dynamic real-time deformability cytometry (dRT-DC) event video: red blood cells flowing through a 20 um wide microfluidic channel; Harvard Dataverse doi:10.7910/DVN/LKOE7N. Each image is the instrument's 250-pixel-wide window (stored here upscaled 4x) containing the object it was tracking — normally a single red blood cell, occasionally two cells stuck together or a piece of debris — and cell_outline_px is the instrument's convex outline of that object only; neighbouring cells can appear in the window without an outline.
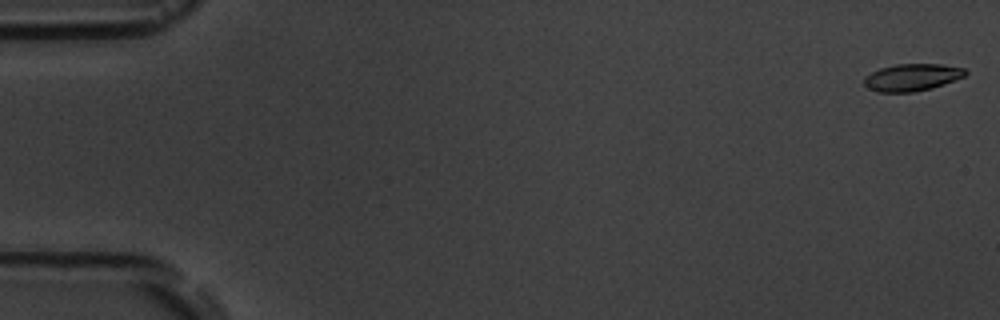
{"species": "common noctule bat (a hibernating species)", "species_latin": "Nyctalus noctula", "temperature_condition": "room temperature", "stored_images_in_passage": 5, "camera_frame_rate_fps": 3000, "um_per_image_px": 0.085, "animal": {"sex": "male", "body_mass_g": 19.5, "forearm_length_mm": 54.6}, "frame": {"image": 1, "passage_image": 1, "time_ms": 0.0, "image_size_px": [1000, 320], "cell_outline_px": [[968, 72], [964, 76], [944, 84], [932, 88], [912, 92], [876, 92], [868, 88], [864, 84], [864, 76], [880, 68], [896, 64], [940, 64], [964, 68]], "centroid_in_image_um": [77.5, 6.57], "position_along_channel_um": 7.5, "area_um2": 16.01}}
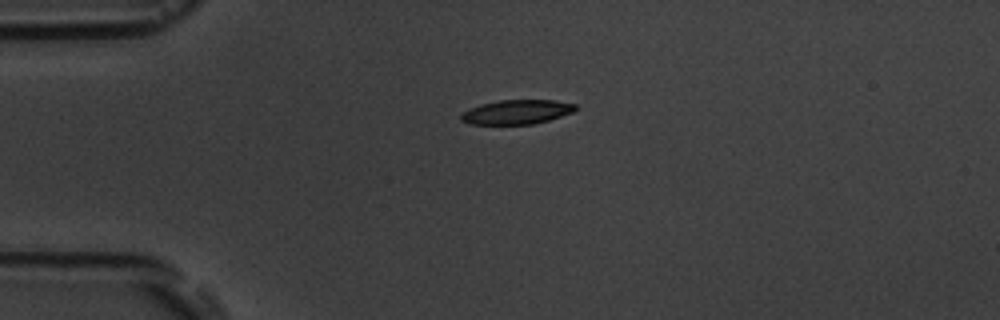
{"frame": {"image": 2, "passage_image": 4, "time_ms": 4.333, "image_size_px": [1000, 320], "cell_outline_px": [[580, 108], [572, 112], [548, 120], [532, 124], [472, 124], [460, 120], [460, 116], [468, 108], [480, 104], [500, 100], [556, 100], [576, 104]], "centroid_in_image_um": [43.94, 9.51], "position_along_channel_um": 41.1, "area_um2": 16.24}}